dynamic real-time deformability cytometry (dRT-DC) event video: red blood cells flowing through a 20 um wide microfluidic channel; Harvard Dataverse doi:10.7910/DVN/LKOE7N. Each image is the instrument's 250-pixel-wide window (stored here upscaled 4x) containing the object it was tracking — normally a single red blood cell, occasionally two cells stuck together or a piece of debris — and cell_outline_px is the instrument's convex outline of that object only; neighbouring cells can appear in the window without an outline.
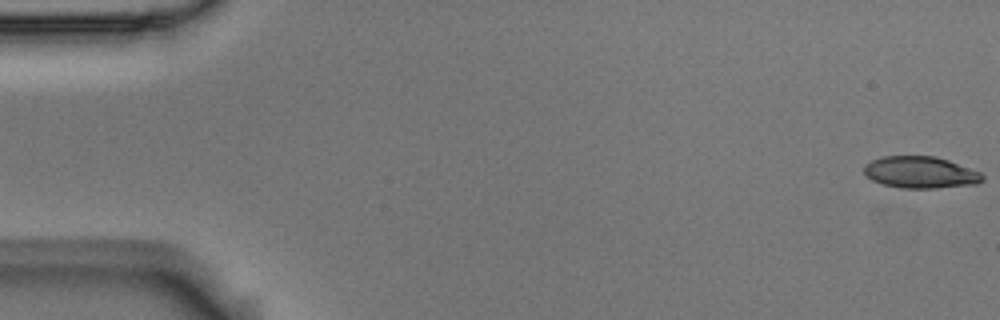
{"species": "Egyptian fruit bat (a non-hibernating species)", "species_latin": "Rousettus aegyptiacus", "temperature_condition": "room temperature", "stored_images_in_passage": 5, "camera_frame_rate_fps": 3000, "um_per_image_px": 0.085, "animal": {"sex": "male"}, "frame": {"image": 1, "passage_image": 1, "time_ms": 0.0, "image_size_px": [1000, 320], "cell_outline_px": [[984, 180], [976, 184], [936, 188], [900, 188], [884, 184], [872, 180], [864, 172], [864, 164], [872, 160], [884, 156], [936, 156], [948, 160], [980, 172], [984, 176]], "centroid_in_image_um": [78.24, 14.65], "position_along_channel_um": 6.8, "area_um2": 21.85}}
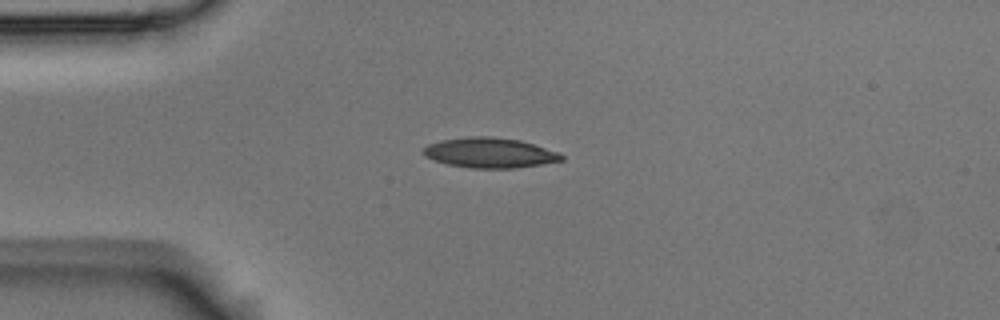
{"frame": {"image": 2, "passage_image": 4, "time_ms": 1.0, "image_size_px": [1000, 320], "cell_outline_px": [[564, 160], [516, 168], [472, 168], [448, 164], [424, 156], [424, 148], [428, 144], [440, 140], [472, 136], [492, 136], [520, 140], [556, 152], [564, 156]], "centroid_in_image_um": [41.61, 12.98], "position_along_channel_um": 43.4, "area_um2": 23.93}}